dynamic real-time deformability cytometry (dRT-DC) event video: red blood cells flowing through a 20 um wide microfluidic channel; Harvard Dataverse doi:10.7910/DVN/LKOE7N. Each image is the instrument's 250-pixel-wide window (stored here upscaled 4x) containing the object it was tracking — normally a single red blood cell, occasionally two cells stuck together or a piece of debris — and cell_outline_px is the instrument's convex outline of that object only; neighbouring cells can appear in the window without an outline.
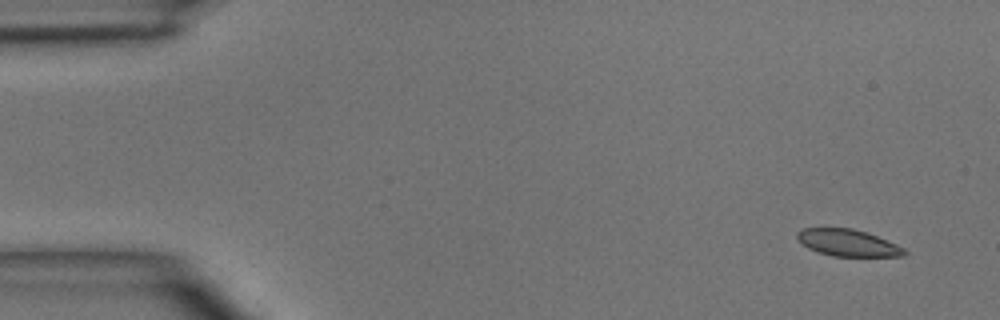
{"species": "common noctule bat (a hibernating species)", "species_latin": "Nyctalus noctula", "temperature_condition": "room temperature", "stored_images_in_passage": 3, "segment_of_instrument_passage": [2, 2], "camera_frame_rate_fps": 3000, "um_per_image_px": 0.085, "animal": {"sex": "male", "body_mass_g": 15.6}, "frame": {"image": 1, "passage_image": 3, "time_ms": 2.333, "image_size_px": [1000, 320], "cell_outline_px": [[908, 252], [904, 256], [832, 256], [816, 252], [808, 248], [796, 236], [796, 232], [800, 228], [852, 228], [868, 232], [896, 244], [904, 248]], "centroid_in_image_um": [72.06, 20.63], "position_along_channel_um": 12.9, "area_um2": 16.82}}